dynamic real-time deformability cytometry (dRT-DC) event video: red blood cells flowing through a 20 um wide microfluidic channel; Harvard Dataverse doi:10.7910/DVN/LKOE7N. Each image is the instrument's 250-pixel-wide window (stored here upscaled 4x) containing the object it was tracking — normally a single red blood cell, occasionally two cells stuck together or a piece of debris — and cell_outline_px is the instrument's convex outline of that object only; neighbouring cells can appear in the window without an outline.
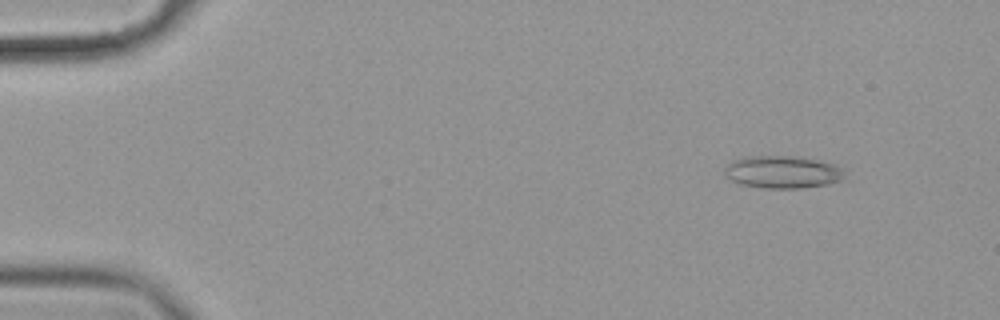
{"species": "common noctule bat (a hibernating species)", "species_latin": "Nyctalus noctula", "temperature_condition": "cold", "stored_images_in_passage": 58, "camera_frame_rate_fps": 3000, "um_per_image_px": 0.085, "animal": {"sex": "female", "body_mass_g": 19.9}, "frame": {"image": 1, "passage_image": 7, "time_ms": 2.0, "image_size_px": [1000, 320], "cell_outline_px": [[844, 180], [828, 184], [800, 188], [764, 188], [740, 184], [724, 176], [724, 168], [728, 164], [744, 156], [792, 156], [816, 160], [832, 164], [840, 168], [844, 172]], "centroid_in_image_um": [66.49, 14.63], "position_along_channel_um": 18.5, "area_um2": 22.6}}
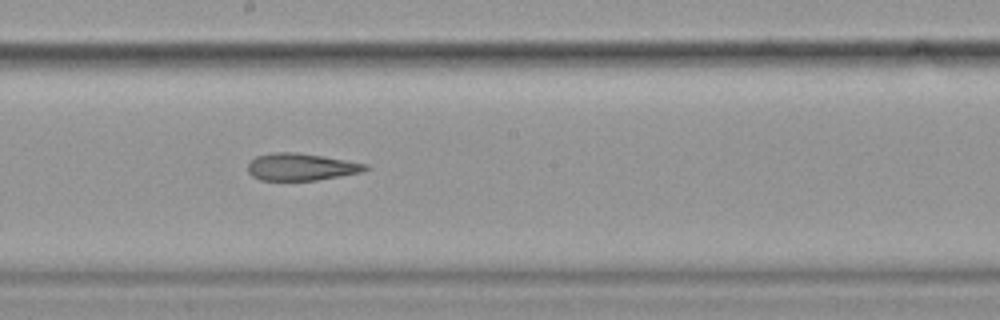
{"frame": {"image": 2, "passage_image": 33, "time_ms": 10.667, "image_size_px": [1000, 320], "cell_outline_px": [[372, 168], [360, 172], [316, 180], [260, 180], [252, 176], [248, 172], [248, 164], [256, 156], [272, 152], [296, 152], [324, 156], [368, 164]], "centroid_in_image_um": [25.59, 14.18], "position_along_channel_um": 222.6, "area_um2": 18.61}}
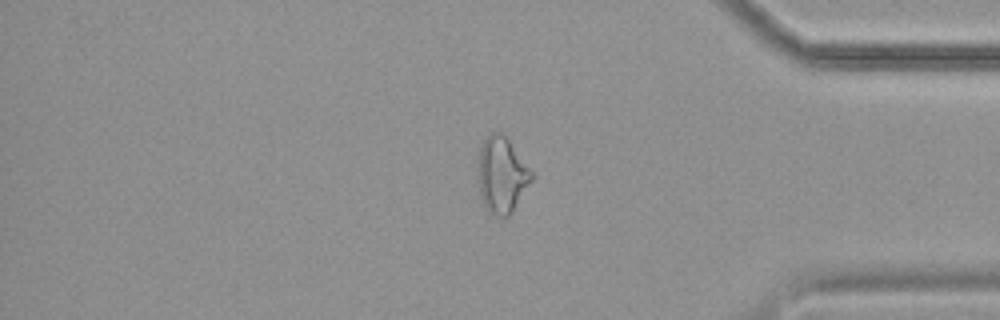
{"frame": {"image": 3, "passage_image": 49, "time_ms": 16.0, "image_size_px": [1000, 320], "cell_outline_px": [[536, 176], [512, 212], [504, 220], [488, 212], [480, 196], [476, 168], [480, 148], [484, 140], [492, 132], [500, 132], [508, 136]], "centroid_in_image_um": [42.67, 14.87], "position_along_channel_um": 392.5, "area_um2": 24.62}, "authors_computed_cell_mechanics": {"area_um2": 21.9929, "velocity_mm_per_s": 3.5404, "shape_relaxation_time_tau1_ms": null, "shape_relaxation_time_tau2_ms": 4.8351, "deformation_change_tau1": null, "deformation_change_tau2": 0.15}}